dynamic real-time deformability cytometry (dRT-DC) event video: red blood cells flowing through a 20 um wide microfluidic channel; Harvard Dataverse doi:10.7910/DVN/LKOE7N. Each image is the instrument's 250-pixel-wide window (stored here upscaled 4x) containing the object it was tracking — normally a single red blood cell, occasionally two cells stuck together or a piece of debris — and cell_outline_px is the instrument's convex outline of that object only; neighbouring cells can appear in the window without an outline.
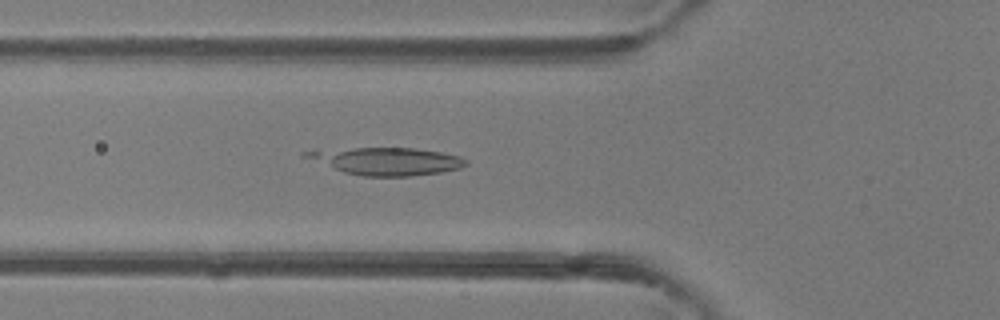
{"species": "common noctule bat (a hibernating species)", "species_latin": "Nyctalus noctula", "temperature_condition": "room temperature", "stored_images_in_passage": 35, "camera_frame_rate_fps": 3000, "um_per_image_px": 0.085, "animal": {"sex": "female"}, "frame": {"image": 1, "passage_image": 6, "time_ms": 1.667, "image_size_px": [1000, 320], "cell_outline_px": [[468, 164], [460, 168], [440, 172], [408, 176], [364, 176], [344, 172], [300, 156], [300, 152], [352, 148], [412, 148], [440, 152], [460, 156], [468, 160]], "centroid_in_image_um": [32.86, 13.7], "position_along_channel_um": 92.9, "area_um2": 25.37}}
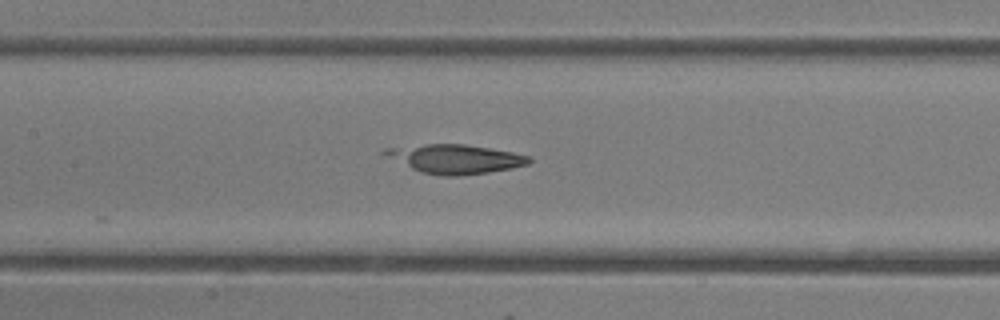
{"frame": {"image": 2, "passage_image": 11, "time_ms": 3.333, "image_size_px": [1000, 320], "cell_outline_px": [[532, 160], [528, 164], [512, 168], [488, 172], [456, 176], [444, 176], [424, 172], [412, 168], [384, 156], [380, 152], [380, 148], [428, 144], [464, 144], [512, 152], [528, 156]], "centroid_in_image_um": [38.63, 13.49], "position_along_channel_um": 168.8, "area_um2": 24.16}}
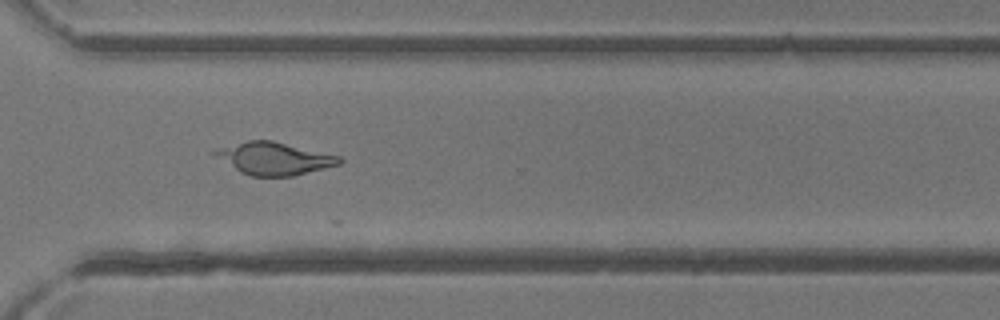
{"frame": {"image": 3, "passage_image": 23, "time_ms": 7.333, "image_size_px": [1000, 320], "cell_outline_px": [[344, 160], [340, 164], [292, 176], [252, 176], [240, 172], [208, 152], [220, 148], [248, 140], [272, 140], [340, 156]], "centroid_in_image_um": [23.29, 13.47], "position_along_channel_um": 347.3, "area_um2": 23.35}}